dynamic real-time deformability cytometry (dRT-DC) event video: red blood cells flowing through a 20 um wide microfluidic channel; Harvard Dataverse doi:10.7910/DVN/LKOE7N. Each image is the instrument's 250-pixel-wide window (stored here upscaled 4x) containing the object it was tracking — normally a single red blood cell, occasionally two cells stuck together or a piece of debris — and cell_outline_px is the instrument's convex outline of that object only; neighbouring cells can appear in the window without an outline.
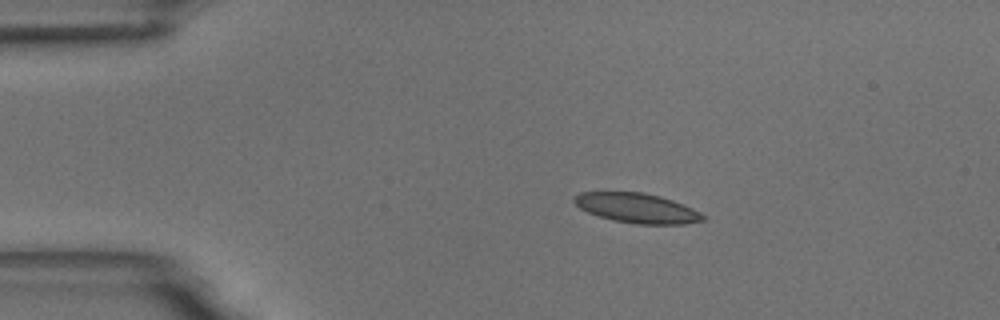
{"species": "common noctule bat (a hibernating species)", "species_latin": "Nyctalus noctula", "temperature_condition": "room temperature", "stored_images_in_passage": 17, "camera_frame_rate_fps": 3000, "um_per_image_px": 0.085, "animal": {"sex": "male", "body_mass_g": 18.8}, "frame": {"image": 1, "passage_image": 1, "time_ms": 0.0, "image_size_px": [1000, 320], "cell_outline_px": [[708, 220], [684, 224], [636, 224], [612, 220], [588, 212], [580, 208], [572, 200], [572, 196], [580, 192], [644, 192], [660, 196], [672, 200], [692, 208], [708, 216]], "centroid_in_image_um": [54.17, 17.69], "position_along_channel_um": 30.8, "area_um2": 22.48}}
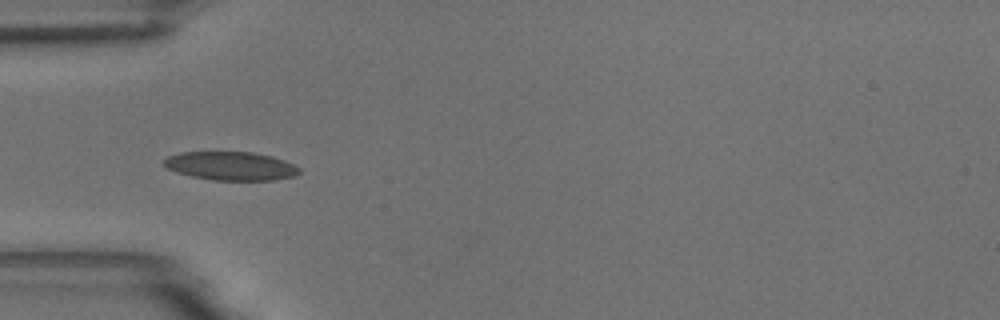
{"frame": {"image": 2, "passage_image": 8, "time_ms": 2.333, "image_size_px": [1000, 320], "cell_outline_px": [[300, 172], [296, 176], [276, 180], [212, 180], [192, 176], [176, 172], [168, 168], [160, 160], [168, 156], [180, 152], [252, 152], [272, 156], [284, 160], [300, 168]], "centroid_in_image_um": [19.62, 14.11], "position_along_channel_um": 65.4, "area_um2": 22.66}}
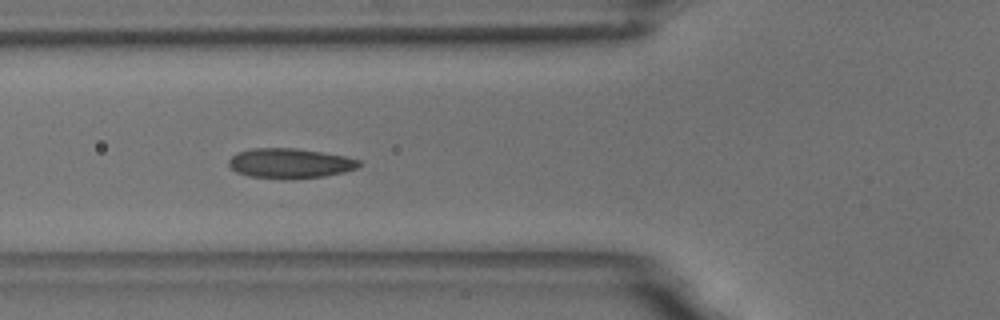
{"frame": {"image": 3, "passage_image": 11, "time_ms": 3.333, "image_size_px": [1000, 320], "cell_outline_px": [[360, 164], [356, 168], [344, 172], [324, 176], [292, 180], [284, 180], [248, 176], [236, 172], [228, 164], [228, 160], [236, 152], [252, 148], [296, 148], [344, 156], [360, 160]], "centroid_in_image_um": [24.6, 13.89], "position_along_channel_um": 101.2, "area_um2": 22.95}}